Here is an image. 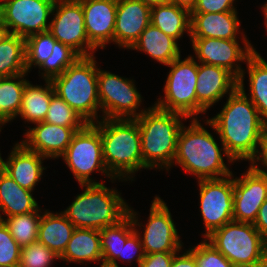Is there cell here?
Wrapping results in <instances>:
<instances>
[{
    "label": "cell",
    "mask_w": 267,
    "mask_h": 267,
    "mask_svg": "<svg viewBox=\"0 0 267 267\" xmlns=\"http://www.w3.org/2000/svg\"><path fill=\"white\" fill-rule=\"evenodd\" d=\"M177 252H158L145 254L139 267H170Z\"/></svg>",
    "instance_id": "cell-43"
},
{
    "label": "cell",
    "mask_w": 267,
    "mask_h": 267,
    "mask_svg": "<svg viewBox=\"0 0 267 267\" xmlns=\"http://www.w3.org/2000/svg\"><path fill=\"white\" fill-rule=\"evenodd\" d=\"M242 48L237 39H217V38H190L195 58L199 63L222 67L231 72L238 80H244L245 69L240 65L257 52L245 34L243 35Z\"/></svg>",
    "instance_id": "cell-15"
},
{
    "label": "cell",
    "mask_w": 267,
    "mask_h": 267,
    "mask_svg": "<svg viewBox=\"0 0 267 267\" xmlns=\"http://www.w3.org/2000/svg\"><path fill=\"white\" fill-rule=\"evenodd\" d=\"M261 162V163H258ZM250 166L256 171L267 176V129L263 132L259 142L258 150L250 161ZM259 166H258V164ZM260 164L265 168H261Z\"/></svg>",
    "instance_id": "cell-42"
},
{
    "label": "cell",
    "mask_w": 267,
    "mask_h": 267,
    "mask_svg": "<svg viewBox=\"0 0 267 267\" xmlns=\"http://www.w3.org/2000/svg\"><path fill=\"white\" fill-rule=\"evenodd\" d=\"M61 157L79 185L100 184L101 182H96L90 177L94 171H100L112 182L116 181V178H113L106 168L100 131L93 123H87L81 130L74 133L69 146Z\"/></svg>",
    "instance_id": "cell-8"
},
{
    "label": "cell",
    "mask_w": 267,
    "mask_h": 267,
    "mask_svg": "<svg viewBox=\"0 0 267 267\" xmlns=\"http://www.w3.org/2000/svg\"><path fill=\"white\" fill-rule=\"evenodd\" d=\"M128 214L132 218L135 230L140 235L145 254L182 251L183 242L180 240L171 212L159 196L156 195L152 201L148 223L146 226L143 225V238L139 232L141 229L136 228L142 226V223L138 222L137 212L129 207Z\"/></svg>",
    "instance_id": "cell-11"
},
{
    "label": "cell",
    "mask_w": 267,
    "mask_h": 267,
    "mask_svg": "<svg viewBox=\"0 0 267 267\" xmlns=\"http://www.w3.org/2000/svg\"><path fill=\"white\" fill-rule=\"evenodd\" d=\"M238 12L190 14V38L234 40L240 34Z\"/></svg>",
    "instance_id": "cell-22"
},
{
    "label": "cell",
    "mask_w": 267,
    "mask_h": 267,
    "mask_svg": "<svg viewBox=\"0 0 267 267\" xmlns=\"http://www.w3.org/2000/svg\"><path fill=\"white\" fill-rule=\"evenodd\" d=\"M137 120L141 134L143 165L147 169H166L169 171L177 149V140L182 119L188 117L177 112L161 110L154 105Z\"/></svg>",
    "instance_id": "cell-4"
},
{
    "label": "cell",
    "mask_w": 267,
    "mask_h": 267,
    "mask_svg": "<svg viewBox=\"0 0 267 267\" xmlns=\"http://www.w3.org/2000/svg\"><path fill=\"white\" fill-rule=\"evenodd\" d=\"M46 85H33L29 81L26 83L23 92L20 112L24 122H31L33 124L43 122L52 96L55 94L53 85L50 80H44Z\"/></svg>",
    "instance_id": "cell-28"
},
{
    "label": "cell",
    "mask_w": 267,
    "mask_h": 267,
    "mask_svg": "<svg viewBox=\"0 0 267 267\" xmlns=\"http://www.w3.org/2000/svg\"><path fill=\"white\" fill-rule=\"evenodd\" d=\"M196 1L197 0H171V3L191 12L196 5Z\"/></svg>",
    "instance_id": "cell-46"
},
{
    "label": "cell",
    "mask_w": 267,
    "mask_h": 267,
    "mask_svg": "<svg viewBox=\"0 0 267 267\" xmlns=\"http://www.w3.org/2000/svg\"><path fill=\"white\" fill-rule=\"evenodd\" d=\"M52 15L48 31L56 41L69 46L80 57L94 56L97 49L87 38L84 13L79 1L56 0Z\"/></svg>",
    "instance_id": "cell-14"
},
{
    "label": "cell",
    "mask_w": 267,
    "mask_h": 267,
    "mask_svg": "<svg viewBox=\"0 0 267 267\" xmlns=\"http://www.w3.org/2000/svg\"><path fill=\"white\" fill-rule=\"evenodd\" d=\"M134 231L135 226L129 214L119 223L100 230L102 259L117 262L122 246Z\"/></svg>",
    "instance_id": "cell-32"
},
{
    "label": "cell",
    "mask_w": 267,
    "mask_h": 267,
    "mask_svg": "<svg viewBox=\"0 0 267 267\" xmlns=\"http://www.w3.org/2000/svg\"><path fill=\"white\" fill-rule=\"evenodd\" d=\"M236 0H197L190 14L222 13L237 11L234 3Z\"/></svg>",
    "instance_id": "cell-41"
},
{
    "label": "cell",
    "mask_w": 267,
    "mask_h": 267,
    "mask_svg": "<svg viewBox=\"0 0 267 267\" xmlns=\"http://www.w3.org/2000/svg\"><path fill=\"white\" fill-rule=\"evenodd\" d=\"M44 122L65 127H84L87 122L60 97L54 94Z\"/></svg>",
    "instance_id": "cell-36"
},
{
    "label": "cell",
    "mask_w": 267,
    "mask_h": 267,
    "mask_svg": "<svg viewBox=\"0 0 267 267\" xmlns=\"http://www.w3.org/2000/svg\"><path fill=\"white\" fill-rule=\"evenodd\" d=\"M103 183L80 184L84 192L61 211L75 228L102 230L119 223L128 215L129 206L121 193L115 188H107Z\"/></svg>",
    "instance_id": "cell-5"
},
{
    "label": "cell",
    "mask_w": 267,
    "mask_h": 267,
    "mask_svg": "<svg viewBox=\"0 0 267 267\" xmlns=\"http://www.w3.org/2000/svg\"><path fill=\"white\" fill-rule=\"evenodd\" d=\"M93 124L100 131L103 159L113 178L132 182L137 171L147 169L143 165L141 134L136 119L102 118Z\"/></svg>",
    "instance_id": "cell-3"
},
{
    "label": "cell",
    "mask_w": 267,
    "mask_h": 267,
    "mask_svg": "<svg viewBox=\"0 0 267 267\" xmlns=\"http://www.w3.org/2000/svg\"><path fill=\"white\" fill-rule=\"evenodd\" d=\"M84 13L89 42L98 49L114 43L117 0H78Z\"/></svg>",
    "instance_id": "cell-18"
},
{
    "label": "cell",
    "mask_w": 267,
    "mask_h": 267,
    "mask_svg": "<svg viewBox=\"0 0 267 267\" xmlns=\"http://www.w3.org/2000/svg\"><path fill=\"white\" fill-rule=\"evenodd\" d=\"M27 73L25 39L8 34L0 42V78Z\"/></svg>",
    "instance_id": "cell-31"
},
{
    "label": "cell",
    "mask_w": 267,
    "mask_h": 267,
    "mask_svg": "<svg viewBox=\"0 0 267 267\" xmlns=\"http://www.w3.org/2000/svg\"><path fill=\"white\" fill-rule=\"evenodd\" d=\"M178 41L166 35L150 23L142 32L130 50L142 51L153 60L164 65H169L181 56Z\"/></svg>",
    "instance_id": "cell-23"
},
{
    "label": "cell",
    "mask_w": 267,
    "mask_h": 267,
    "mask_svg": "<svg viewBox=\"0 0 267 267\" xmlns=\"http://www.w3.org/2000/svg\"><path fill=\"white\" fill-rule=\"evenodd\" d=\"M21 247L0 220V267H18Z\"/></svg>",
    "instance_id": "cell-39"
},
{
    "label": "cell",
    "mask_w": 267,
    "mask_h": 267,
    "mask_svg": "<svg viewBox=\"0 0 267 267\" xmlns=\"http://www.w3.org/2000/svg\"><path fill=\"white\" fill-rule=\"evenodd\" d=\"M9 34L7 26L0 19V42Z\"/></svg>",
    "instance_id": "cell-49"
},
{
    "label": "cell",
    "mask_w": 267,
    "mask_h": 267,
    "mask_svg": "<svg viewBox=\"0 0 267 267\" xmlns=\"http://www.w3.org/2000/svg\"><path fill=\"white\" fill-rule=\"evenodd\" d=\"M190 21V12L175 4H160L151 7L150 23L177 41L183 37L185 32L190 37Z\"/></svg>",
    "instance_id": "cell-27"
},
{
    "label": "cell",
    "mask_w": 267,
    "mask_h": 267,
    "mask_svg": "<svg viewBox=\"0 0 267 267\" xmlns=\"http://www.w3.org/2000/svg\"><path fill=\"white\" fill-rule=\"evenodd\" d=\"M199 121L191 118L190 125L181 128L173 165L181 166L198 180L218 179L232 174L223 157L226 156L229 163L234 161Z\"/></svg>",
    "instance_id": "cell-2"
},
{
    "label": "cell",
    "mask_w": 267,
    "mask_h": 267,
    "mask_svg": "<svg viewBox=\"0 0 267 267\" xmlns=\"http://www.w3.org/2000/svg\"><path fill=\"white\" fill-rule=\"evenodd\" d=\"M177 252L172 260L170 267H197L195 256L189 251L185 250L183 254Z\"/></svg>",
    "instance_id": "cell-45"
},
{
    "label": "cell",
    "mask_w": 267,
    "mask_h": 267,
    "mask_svg": "<svg viewBox=\"0 0 267 267\" xmlns=\"http://www.w3.org/2000/svg\"><path fill=\"white\" fill-rule=\"evenodd\" d=\"M100 262H102L100 267H119L117 262L107 261L104 259H101Z\"/></svg>",
    "instance_id": "cell-50"
},
{
    "label": "cell",
    "mask_w": 267,
    "mask_h": 267,
    "mask_svg": "<svg viewBox=\"0 0 267 267\" xmlns=\"http://www.w3.org/2000/svg\"><path fill=\"white\" fill-rule=\"evenodd\" d=\"M60 256L38 241L21 248L18 267H50Z\"/></svg>",
    "instance_id": "cell-37"
},
{
    "label": "cell",
    "mask_w": 267,
    "mask_h": 267,
    "mask_svg": "<svg viewBox=\"0 0 267 267\" xmlns=\"http://www.w3.org/2000/svg\"><path fill=\"white\" fill-rule=\"evenodd\" d=\"M252 267H267V251L260 257V259Z\"/></svg>",
    "instance_id": "cell-48"
},
{
    "label": "cell",
    "mask_w": 267,
    "mask_h": 267,
    "mask_svg": "<svg viewBox=\"0 0 267 267\" xmlns=\"http://www.w3.org/2000/svg\"><path fill=\"white\" fill-rule=\"evenodd\" d=\"M233 177V178H232ZM200 211L205 225L204 239L233 221V173L218 179L198 180Z\"/></svg>",
    "instance_id": "cell-13"
},
{
    "label": "cell",
    "mask_w": 267,
    "mask_h": 267,
    "mask_svg": "<svg viewBox=\"0 0 267 267\" xmlns=\"http://www.w3.org/2000/svg\"><path fill=\"white\" fill-rule=\"evenodd\" d=\"M188 250L195 256L197 267H236L206 239Z\"/></svg>",
    "instance_id": "cell-38"
},
{
    "label": "cell",
    "mask_w": 267,
    "mask_h": 267,
    "mask_svg": "<svg viewBox=\"0 0 267 267\" xmlns=\"http://www.w3.org/2000/svg\"><path fill=\"white\" fill-rule=\"evenodd\" d=\"M236 267H252L267 243L252 223L231 221L205 238Z\"/></svg>",
    "instance_id": "cell-7"
},
{
    "label": "cell",
    "mask_w": 267,
    "mask_h": 267,
    "mask_svg": "<svg viewBox=\"0 0 267 267\" xmlns=\"http://www.w3.org/2000/svg\"><path fill=\"white\" fill-rule=\"evenodd\" d=\"M6 161L0 153V168L22 188L34 191L43 175V160L46 158L27 149L21 142L15 143Z\"/></svg>",
    "instance_id": "cell-21"
},
{
    "label": "cell",
    "mask_w": 267,
    "mask_h": 267,
    "mask_svg": "<svg viewBox=\"0 0 267 267\" xmlns=\"http://www.w3.org/2000/svg\"><path fill=\"white\" fill-rule=\"evenodd\" d=\"M250 101L257 108L261 120L267 125V62L258 52L246 61Z\"/></svg>",
    "instance_id": "cell-29"
},
{
    "label": "cell",
    "mask_w": 267,
    "mask_h": 267,
    "mask_svg": "<svg viewBox=\"0 0 267 267\" xmlns=\"http://www.w3.org/2000/svg\"><path fill=\"white\" fill-rule=\"evenodd\" d=\"M253 225L260 232L264 241L267 243V199L259 208V212Z\"/></svg>",
    "instance_id": "cell-44"
},
{
    "label": "cell",
    "mask_w": 267,
    "mask_h": 267,
    "mask_svg": "<svg viewBox=\"0 0 267 267\" xmlns=\"http://www.w3.org/2000/svg\"><path fill=\"white\" fill-rule=\"evenodd\" d=\"M56 0H1L0 19L9 34L24 39L48 31Z\"/></svg>",
    "instance_id": "cell-12"
},
{
    "label": "cell",
    "mask_w": 267,
    "mask_h": 267,
    "mask_svg": "<svg viewBox=\"0 0 267 267\" xmlns=\"http://www.w3.org/2000/svg\"><path fill=\"white\" fill-rule=\"evenodd\" d=\"M248 96L244 80H238V88L228 95L220 113L204 122L216 131L221 144L235 162H249L254 158L262 134L267 129Z\"/></svg>",
    "instance_id": "cell-1"
},
{
    "label": "cell",
    "mask_w": 267,
    "mask_h": 267,
    "mask_svg": "<svg viewBox=\"0 0 267 267\" xmlns=\"http://www.w3.org/2000/svg\"><path fill=\"white\" fill-rule=\"evenodd\" d=\"M55 41L49 31L40 32L25 39L27 73H30L32 66L39 68L51 55Z\"/></svg>",
    "instance_id": "cell-35"
},
{
    "label": "cell",
    "mask_w": 267,
    "mask_h": 267,
    "mask_svg": "<svg viewBox=\"0 0 267 267\" xmlns=\"http://www.w3.org/2000/svg\"><path fill=\"white\" fill-rule=\"evenodd\" d=\"M102 259L100 230L75 228L60 260L73 263L99 262Z\"/></svg>",
    "instance_id": "cell-26"
},
{
    "label": "cell",
    "mask_w": 267,
    "mask_h": 267,
    "mask_svg": "<svg viewBox=\"0 0 267 267\" xmlns=\"http://www.w3.org/2000/svg\"><path fill=\"white\" fill-rule=\"evenodd\" d=\"M94 56L79 57L61 75L52 78L55 94L87 123L99 121L98 65ZM97 65V66H96Z\"/></svg>",
    "instance_id": "cell-6"
},
{
    "label": "cell",
    "mask_w": 267,
    "mask_h": 267,
    "mask_svg": "<svg viewBox=\"0 0 267 267\" xmlns=\"http://www.w3.org/2000/svg\"><path fill=\"white\" fill-rule=\"evenodd\" d=\"M75 226L60 213L45 210L41 214L38 242L61 256L67 247Z\"/></svg>",
    "instance_id": "cell-25"
},
{
    "label": "cell",
    "mask_w": 267,
    "mask_h": 267,
    "mask_svg": "<svg viewBox=\"0 0 267 267\" xmlns=\"http://www.w3.org/2000/svg\"><path fill=\"white\" fill-rule=\"evenodd\" d=\"M197 78L196 118L238 88V79L231 72L214 65L198 63Z\"/></svg>",
    "instance_id": "cell-17"
},
{
    "label": "cell",
    "mask_w": 267,
    "mask_h": 267,
    "mask_svg": "<svg viewBox=\"0 0 267 267\" xmlns=\"http://www.w3.org/2000/svg\"><path fill=\"white\" fill-rule=\"evenodd\" d=\"M262 12L264 14V19H265V26H266V32H267V2H265V4L262 6Z\"/></svg>",
    "instance_id": "cell-51"
},
{
    "label": "cell",
    "mask_w": 267,
    "mask_h": 267,
    "mask_svg": "<svg viewBox=\"0 0 267 267\" xmlns=\"http://www.w3.org/2000/svg\"><path fill=\"white\" fill-rule=\"evenodd\" d=\"M32 192L19 186L0 168V211L5 216L12 217L36 211L39 205Z\"/></svg>",
    "instance_id": "cell-24"
},
{
    "label": "cell",
    "mask_w": 267,
    "mask_h": 267,
    "mask_svg": "<svg viewBox=\"0 0 267 267\" xmlns=\"http://www.w3.org/2000/svg\"><path fill=\"white\" fill-rule=\"evenodd\" d=\"M151 7L140 0H117L114 44L130 49L150 24Z\"/></svg>",
    "instance_id": "cell-20"
},
{
    "label": "cell",
    "mask_w": 267,
    "mask_h": 267,
    "mask_svg": "<svg viewBox=\"0 0 267 267\" xmlns=\"http://www.w3.org/2000/svg\"><path fill=\"white\" fill-rule=\"evenodd\" d=\"M267 199V176L251 166L234 179L233 221L254 223L259 208Z\"/></svg>",
    "instance_id": "cell-16"
},
{
    "label": "cell",
    "mask_w": 267,
    "mask_h": 267,
    "mask_svg": "<svg viewBox=\"0 0 267 267\" xmlns=\"http://www.w3.org/2000/svg\"><path fill=\"white\" fill-rule=\"evenodd\" d=\"M26 130L21 143L29 150L37 152L46 159L59 158L69 146L74 133L83 127H65L39 122Z\"/></svg>",
    "instance_id": "cell-19"
},
{
    "label": "cell",
    "mask_w": 267,
    "mask_h": 267,
    "mask_svg": "<svg viewBox=\"0 0 267 267\" xmlns=\"http://www.w3.org/2000/svg\"><path fill=\"white\" fill-rule=\"evenodd\" d=\"M136 254V255H135ZM145 257V252L141 243L140 235L135 230L126 240L124 246L121 249V255L117 259H120L123 263H131L134 259L138 263L137 266H140V263Z\"/></svg>",
    "instance_id": "cell-40"
},
{
    "label": "cell",
    "mask_w": 267,
    "mask_h": 267,
    "mask_svg": "<svg viewBox=\"0 0 267 267\" xmlns=\"http://www.w3.org/2000/svg\"><path fill=\"white\" fill-rule=\"evenodd\" d=\"M41 211L39 207L34 212L7 218L0 217V220L5 223L9 233L21 248L37 242Z\"/></svg>",
    "instance_id": "cell-33"
},
{
    "label": "cell",
    "mask_w": 267,
    "mask_h": 267,
    "mask_svg": "<svg viewBox=\"0 0 267 267\" xmlns=\"http://www.w3.org/2000/svg\"><path fill=\"white\" fill-rule=\"evenodd\" d=\"M168 67L164 85V98H158L155 107L170 112H177L188 118H196V86L198 62L189 55L184 60L181 56L173 60Z\"/></svg>",
    "instance_id": "cell-9"
},
{
    "label": "cell",
    "mask_w": 267,
    "mask_h": 267,
    "mask_svg": "<svg viewBox=\"0 0 267 267\" xmlns=\"http://www.w3.org/2000/svg\"><path fill=\"white\" fill-rule=\"evenodd\" d=\"M142 3L152 7L160 4H169L171 0H140Z\"/></svg>",
    "instance_id": "cell-47"
},
{
    "label": "cell",
    "mask_w": 267,
    "mask_h": 267,
    "mask_svg": "<svg viewBox=\"0 0 267 267\" xmlns=\"http://www.w3.org/2000/svg\"><path fill=\"white\" fill-rule=\"evenodd\" d=\"M98 97L103 119H135L147 110H138L142 96L133 79L123 78L100 68Z\"/></svg>",
    "instance_id": "cell-10"
},
{
    "label": "cell",
    "mask_w": 267,
    "mask_h": 267,
    "mask_svg": "<svg viewBox=\"0 0 267 267\" xmlns=\"http://www.w3.org/2000/svg\"><path fill=\"white\" fill-rule=\"evenodd\" d=\"M80 56L69 46L55 41L51 55L39 67L44 80L61 75L64 70L71 66Z\"/></svg>",
    "instance_id": "cell-34"
},
{
    "label": "cell",
    "mask_w": 267,
    "mask_h": 267,
    "mask_svg": "<svg viewBox=\"0 0 267 267\" xmlns=\"http://www.w3.org/2000/svg\"><path fill=\"white\" fill-rule=\"evenodd\" d=\"M28 73L0 78V131L1 125L13 121L20 112L24 87Z\"/></svg>",
    "instance_id": "cell-30"
}]
</instances>
